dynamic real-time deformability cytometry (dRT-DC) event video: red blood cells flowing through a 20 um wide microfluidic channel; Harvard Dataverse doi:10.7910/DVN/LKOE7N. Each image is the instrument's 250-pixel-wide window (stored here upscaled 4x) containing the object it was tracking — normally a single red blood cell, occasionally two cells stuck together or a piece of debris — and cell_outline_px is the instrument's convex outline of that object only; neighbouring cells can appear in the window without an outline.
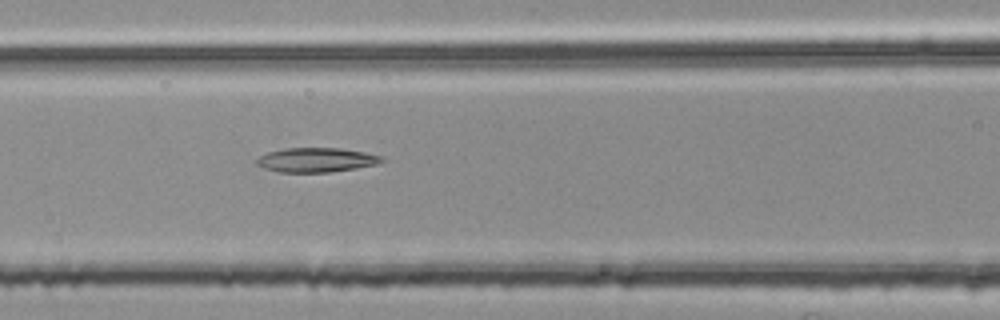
{"species": "common noctule bat (a hibernating species)", "species_latin": "Nyctalus noctula", "temperature_condition": "room temperature", "stored_images_in_passage": 48, "segment_of_instrument_passage": [1, 2], "camera_frame_rate_fps": 3000, "um_per_image_px": 0.085, "animal": {"sex": "female", "body_mass_g": 25.1}, "frame": {"image": 1, "passage_image": 16, "time_ms": 5.0, "image_size_px": [1000, 320], "cell_outline_px": [[384, 160], [380, 164], [356, 168], [328, 172], [280, 172], [264, 168], [256, 164], [256, 160], [260, 156], [268, 152], [284, 148], [340, 148], [364, 152], [380, 156]], "centroid_in_image_um": [26.88, 13.59], "position_along_channel_um": 139.7, "area_um2": 17.69}}
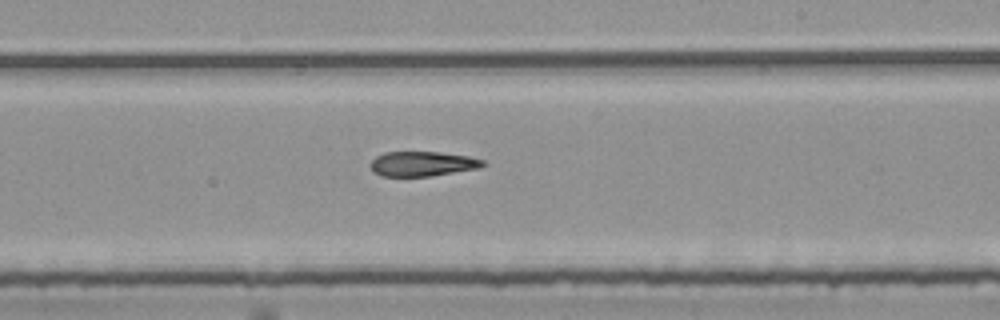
{"frame": {"image": 2, "passage_image": 25, "time_ms": 8.0, "image_size_px": [1000, 320], "cell_outline_px": [[488, 164], [480, 168], [432, 176], [380, 176], [372, 172], [368, 164], [376, 156], [384, 152], [440, 152], [468, 156], [484, 160]], "centroid_in_image_um": [35.9, 13.93], "position_along_channel_um": 253.1, "area_um2": 16.53}}
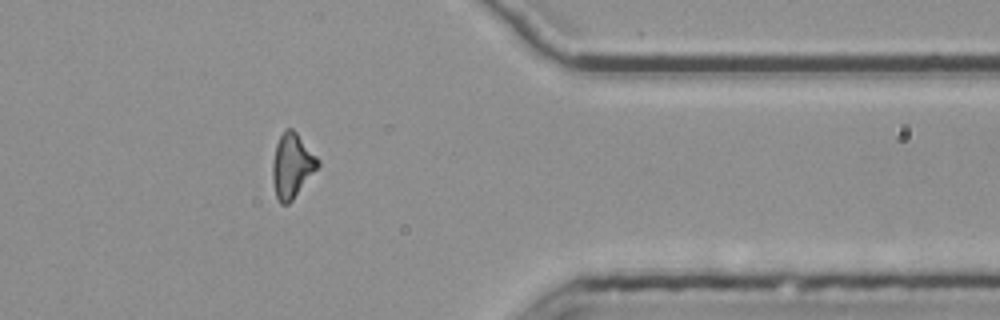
{"frame": {"image": 3, "passage_image": 37, "time_ms": 12.0, "image_size_px": [1000, 320], "cell_outline_px": [[320, 164], [292, 200], [288, 204], [280, 204], [276, 196], [272, 180], [272, 164], [276, 144], [284, 128], [292, 128], [296, 132], [320, 160]], "centroid_in_image_um": [24.8, 14.07], "position_along_channel_um": 386.6, "area_um2": 16.88}}